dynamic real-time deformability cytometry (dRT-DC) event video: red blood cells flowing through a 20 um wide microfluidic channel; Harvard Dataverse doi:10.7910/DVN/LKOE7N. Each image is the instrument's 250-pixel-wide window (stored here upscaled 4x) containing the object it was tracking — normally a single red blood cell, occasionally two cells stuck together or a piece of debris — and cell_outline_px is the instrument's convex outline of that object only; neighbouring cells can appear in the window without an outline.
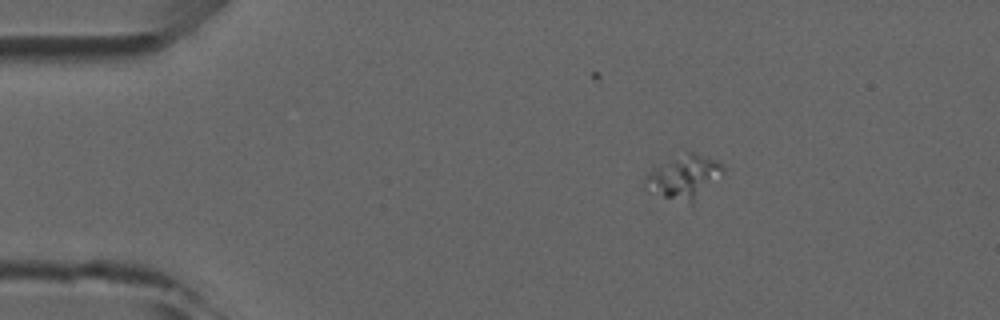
{"species": "common noctule bat (a hibernating species)", "species_latin": "Nyctalus noctula", "temperature_condition": "room temperature", "stored_images_in_passage": 3, "camera_frame_rate_fps": 3000, "um_per_image_px": 0.085, "animal": {"sex": "male", "forearm_length_mm": 52.5}, "frame": {"image": 1, "passage_image": 1, "time_ms": 0.0, "image_size_px": [1000, 320], "cell_outline_px": [[724, 172], [692, 208], [648, 192], [644, 188], [644, 176], [648, 172], [660, 164], [688, 152], [692, 152], [716, 160], [724, 168]], "centroid_in_image_um": [58.12, 15.16], "position_along_channel_um": 26.9, "area_um2": 20.52}}